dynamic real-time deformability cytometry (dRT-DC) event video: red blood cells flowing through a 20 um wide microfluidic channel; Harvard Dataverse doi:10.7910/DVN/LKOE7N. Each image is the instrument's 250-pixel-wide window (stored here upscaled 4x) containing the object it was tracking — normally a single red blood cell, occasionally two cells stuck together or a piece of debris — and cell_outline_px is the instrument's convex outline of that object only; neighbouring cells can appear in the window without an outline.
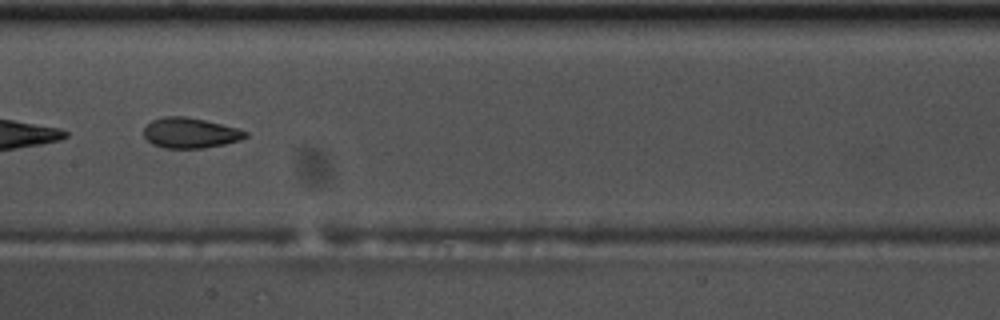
{"species": "common noctule bat (a hibernating species)", "species_latin": "Nyctalus noctula", "temperature_condition": "warm", "stored_images_in_passage": 37, "camera_frame_rate_fps": 3000, "um_per_image_px": 0.085, "animal": {"sex": "male", "body_mass_g": 17.5, "forearm_length_mm": 52.3}, "frame": {"image": 1, "passage_image": 11, "time_ms": 3.333, "image_size_px": [1000, 320], "cell_outline_px": [[248, 136], [240, 140], [224, 144], [204, 148], [164, 148], [152, 144], [144, 136], [144, 128], [152, 120], [164, 116], [184, 116], [204, 120], [240, 128], [248, 132]], "centroid_in_image_um": [16.19, 11.3], "position_along_channel_um": 191.2, "area_um2": 18.03}, "authors_computed_cell_mechanics": {"area_um2": 18.2648, "velocity_mm_per_s": 3.6813, "shape_relaxation_time_tau1_ms": null, "shape_relaxation_time_tau2_ms": 2.0391, "deformation_change_tau1": null, "deformation_change_tau2": 0.0795}}